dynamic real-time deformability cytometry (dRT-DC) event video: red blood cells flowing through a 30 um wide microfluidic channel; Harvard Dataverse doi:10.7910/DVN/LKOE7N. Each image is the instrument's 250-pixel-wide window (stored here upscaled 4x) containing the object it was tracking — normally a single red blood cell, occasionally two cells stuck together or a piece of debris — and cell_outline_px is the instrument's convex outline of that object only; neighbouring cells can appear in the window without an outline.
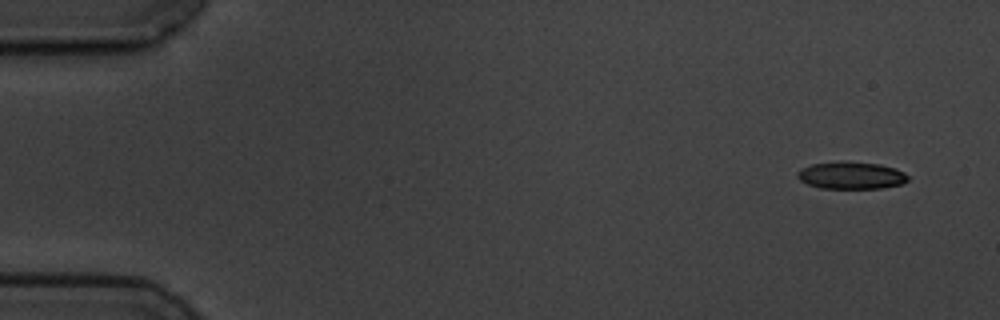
{"species": "common noctule bat (a hibernating species)", "species_latin": "Nyctalus noctula", "temperature_condition": "cold", "stored_images_in_passage": 4, "camera_frame_rate_fps": 3000, "um_per_image_px": 0.085, "animal": {"sex": "male", "body_mass_g": 19.5, "forearm_length_mm": 54.6}, "frame": {"image": 1, "passage_image": 1, "time_ms": 0.0, "image_size_px": [1000, 320], "cell_outline_px": [[908, 180], [900, 184], [880, 188], [820, 188], [808, 184], [800, 180], [796, 176], [796, 172], [800, 168], [812, 164], [844, 160], [880, 164], [896, 168], [904, 172], [908, 176]], "centroid_in_image_um": [72.32, 14.89], "position_along_channel_um": 12.7, "area_um2": 17.74}}
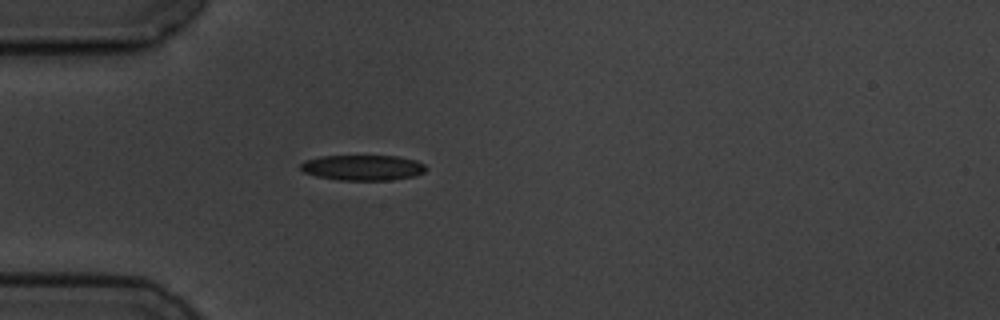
{"frame": {"image": 2, "passage_image": 4, "time_ms": 4.333, "image_size_px": [1000, 320], "cell_outline_px": [[428, 168], [424, 172], [416, 176], [392, 180], [340, 180], [316, 176], [304, 172], [300, 168], [300, 164], [304, 160], [320, 156], [396, 156], [416, 160], [424, 164]], "centroid_in_image_um": [30.85, 14.25], "position_along_channel_um": 54.1, "area_um2": 18.73}}